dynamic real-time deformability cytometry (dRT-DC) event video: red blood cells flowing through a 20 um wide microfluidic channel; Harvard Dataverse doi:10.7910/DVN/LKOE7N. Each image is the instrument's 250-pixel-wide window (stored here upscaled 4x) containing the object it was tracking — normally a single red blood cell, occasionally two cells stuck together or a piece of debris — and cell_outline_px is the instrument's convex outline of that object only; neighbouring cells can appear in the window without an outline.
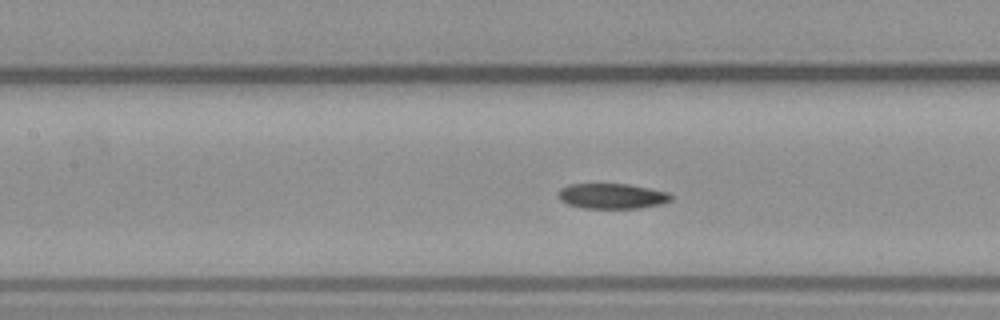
{"species": "common noctule bat (a hibernating species)", "species_latin": "Nyctalus noctula", "temperature_condition": "warm", "stored_images_in_passage": 39, "camera_frame_rate_fps": 3000, "um_per_image_px": 0.085, "animal": {"sex": "male", "body_mass_g": 23.1, "forearm_length_mm": 52.7}, "frame": {"image": 1, "passage_image": 10, "time_ms": 3.0, "image_size_px": [1000, 320], "cell_outline_px": [[672, 200], [660, 204], [640, 208], [580, 208], [568, 204], [560, 200], [560, 188], [568, 184], [628, 184], [668, 192], [672, 196]], "centroid_in_image_um": [52.02, 16.67], "position_along_channel_um": 155.4, "area_um2": 16.53}}
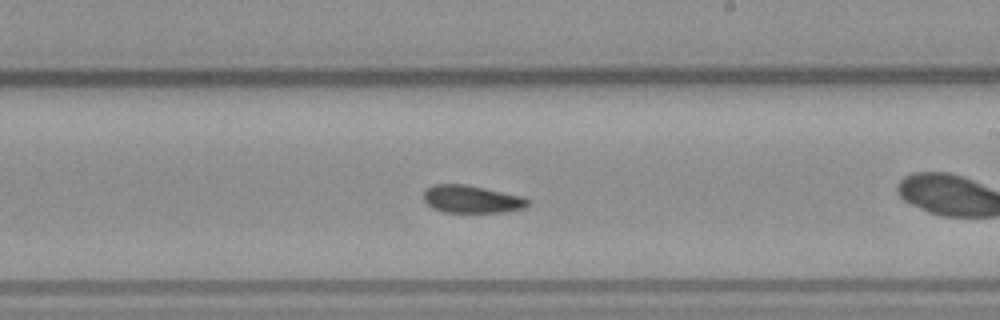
{"frame": {"image": 2, "passage_image": 17, "time_ms": 5.333, "image_size_px": [1000, 320], "cell_outline_px": [[532, 200], [524, 208], [504, 212], [444, 212], [432, 208], [424, 200], [424, 188], [432, 184], [464, 184], [524, 196]], "centroid_in_image_um": [40.1, 16.92], "position_along_channel_um": 248.9, "area_um2": 16.94}}
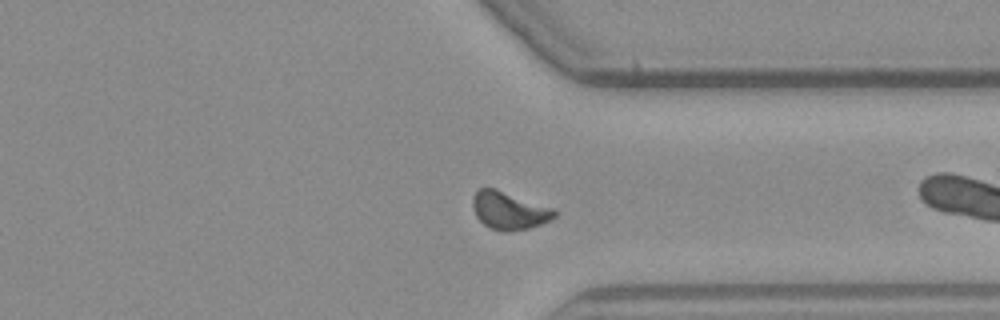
{"frame": {"image": 3, "passage_image": 26, "time_ms": 8.333, "image_size_px": [1000, 320], "cell_outline_px": [[556, 216], [540, 224], [528, 228], [508, 232], [504, 232], [492, 228], [484, 224], [476, 216], [472, 204], [472, 196], [480, 188], [496, 188], [556, 208]], "centroid_in_image_um": [43.29, 17.88], "position_along_channel_um": 368.1, "area_um2": 18.09}}